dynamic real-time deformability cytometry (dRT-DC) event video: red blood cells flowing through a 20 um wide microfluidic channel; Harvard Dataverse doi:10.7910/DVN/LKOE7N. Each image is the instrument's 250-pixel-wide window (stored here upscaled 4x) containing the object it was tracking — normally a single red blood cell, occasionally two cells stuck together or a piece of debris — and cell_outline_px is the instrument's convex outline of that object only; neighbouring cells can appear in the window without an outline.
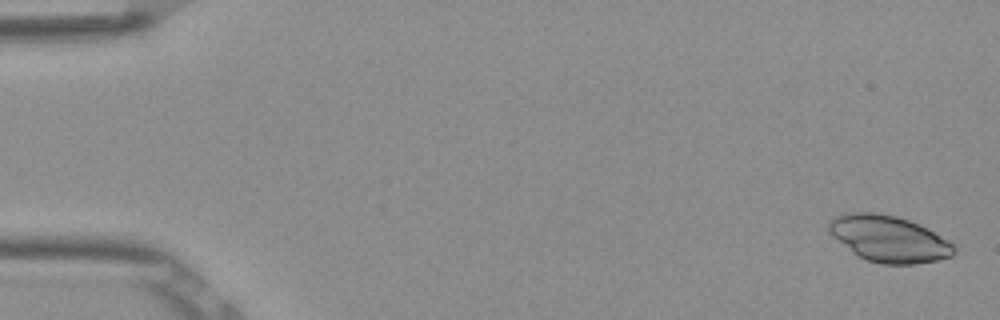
{"species": "Egyptian fruit bat (a non-hibernating species)", "species_latin": "Rousettus aegyptiacus", "temperature_condition": "room temperature", "stored_images_in_passage": 53, "camera_frame_rate_fps": 3000, "um_per_image_px": 0.085, "frame": {"image": 1, "passage_image": 2, "time_ms": 0.333, "image_size_px": [1000, 320], "cell_outline_px": [[956, 252], [952, 256], [936, 260], [916, 264], [880, 264], [856, 256], [832, 236], [828, 232], [828, 224], [836, 216], [848, 212], [876, 212], [896, 216], [908, 220], [928, 228], [952, 244], [956, 248]], "centroid_in_image_um": [75.53, 20.3], "position_along_channel_um": 9.5, "area_um2": 33.81}}
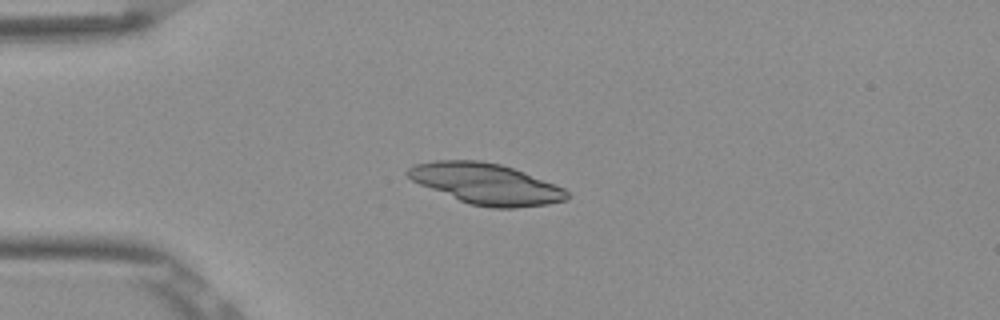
{"frame": {"image": 2, "passage_image": 14, "time_ms": 4.333, "image_size_px": [1000, 320], "cell_outline_px": [[568, 200], [548, 204], [512, 208], [492, 208], [468, 204], [420, 184], [412, 180], [404, 172], [408, 168], [416, 164], [436, 160], [480, 160], [500, 164], [524, 172], [556, 184], [564, 188], [568, 192]], "centroid_in_image_um": [41.33, 15.62], "position_along_channel_um": 43.7, "area_um2": 37.8}}